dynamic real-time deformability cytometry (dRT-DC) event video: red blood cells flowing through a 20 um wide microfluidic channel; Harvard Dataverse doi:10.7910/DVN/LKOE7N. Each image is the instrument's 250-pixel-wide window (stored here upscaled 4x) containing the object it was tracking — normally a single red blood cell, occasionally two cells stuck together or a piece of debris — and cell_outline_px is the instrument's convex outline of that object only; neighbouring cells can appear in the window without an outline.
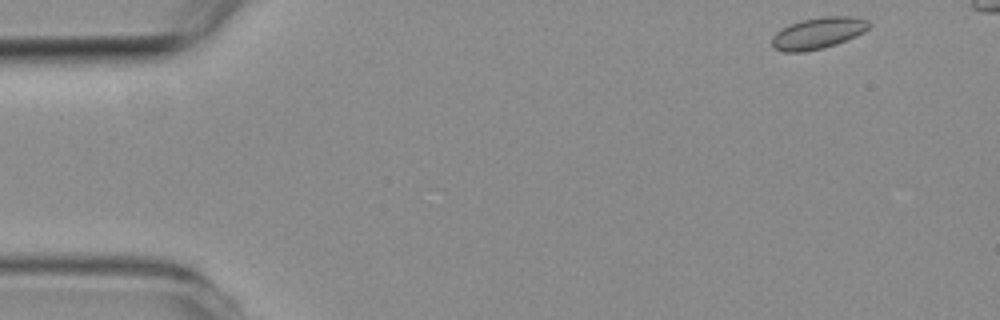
{"species": "common noctule bat (a hibernating species)", "species_latin": "Nyctalus noctula", "temperature_condition": "room temperature", "stored_images_in_passage": 5, "camera_frame_rate_fps": 3000, "um_per_image_px": 0.085, "animal": {"sex": "female", "body_mass_g": 19.3, "forearm_length_mm": 54.1}, "frame": {"image": 1, "passage_image": 1, "time_ms": 0.0, "image_size_px": [1000, 320], "cell_outline_px": [[868, 28], [864, 32], [856, 36], [836, 44], [824, 48], [804, 52], [784, 52], [776, 48], [772, 44], [772, 36], [776, 32], [792, 24], [804, 20], [828, 16], [852, 16], [868, 20]], "centroid_in_image_um": [69.55, 2.83], "position_along_channel_um": 15.4, "area_um2": 17.46}}